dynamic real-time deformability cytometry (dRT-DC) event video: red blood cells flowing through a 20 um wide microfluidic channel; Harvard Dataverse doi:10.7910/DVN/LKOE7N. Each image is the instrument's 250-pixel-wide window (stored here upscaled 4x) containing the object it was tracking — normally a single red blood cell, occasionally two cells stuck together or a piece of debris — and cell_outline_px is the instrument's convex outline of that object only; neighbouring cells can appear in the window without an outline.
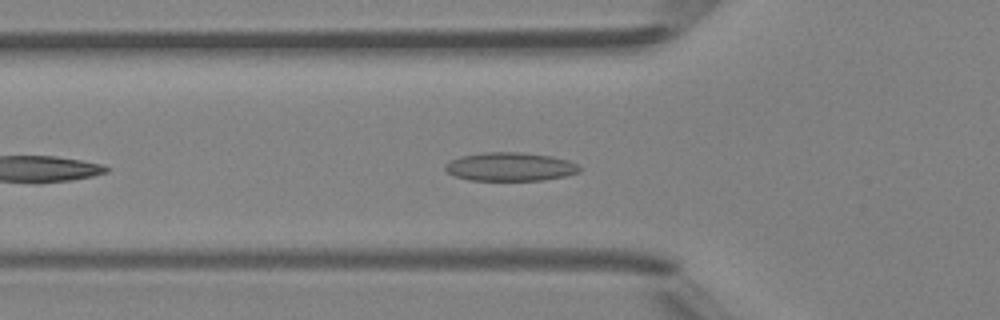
{"species": "Egyptian fruit bat (a non-hibernating species)", "species_latin": "Rousettus aegyptiacus", "temperature_condition": "room temperature", "stored_images_in_passage": 16, "camera_frame_rate_fps": 3000, "um_per_image_px": 0.085, "animal": {"sex": "female"}, "frame": {"image": 1, "passage_image": 6, "time_ms": 1.667, "image_size_px": [1000, 320], "cell_outline_px": [[580, 172], [564, 176], [540, 180], [468, 180], [456, 176], [448, 172], [444, 168], [444, 164], [460, 156], [484, 152], [524, 152], [552, 156], [568, 160], [580, 164]], "centroid_in_image_um": [43.38, 14.16], "position_along_channel_um": 82.4, "area_um2": 22.43}}
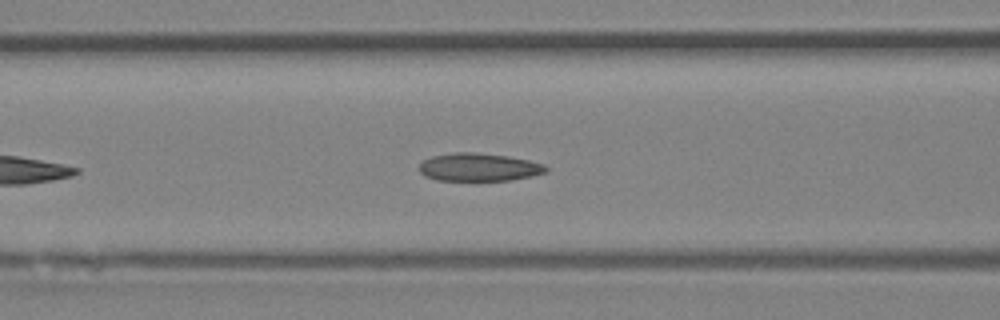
{"frame": {"image": 2, "passage_image": 9, "time_ms": 2.667, "image_size_px": [1000, 320], "cell_outline_px": [[548, 172], [532, 176], [508, 180], [436, 180], [424, 176], [420, 172], [420, 164], [424, 160], [432, 156], [452, 152], [472, 152], [508, 156], [528, 160], [544, 164], [548, 168]], "centroid_in_image_um": [40.71, 14.21], "position_along_channel_um": 125.9, "area_um2": 20.63}}
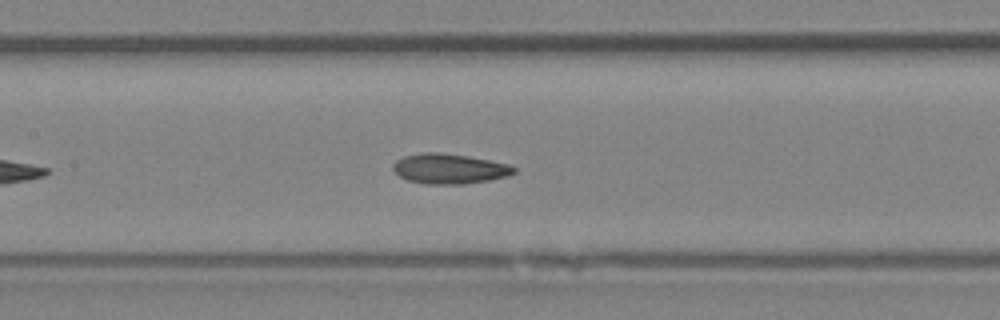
{"frame": {"image": 3, "passage_image": 12, "time_ms": 3.667, "image_size_px": [1000, 320], "cell_outline_px": [[516, 172], [508, 176], [488, 180], [464, 184], [424, 184], [408, 180], [400, 176], [392, 168], [392, 164], [396, 160], [404, 156], [424, 152], [440, 152], [468, 156], [508, 164], [516, 168]], "centroid_in_image_um": [38.18, 14.34], "position_along_channel_um": 169.2, "area_um2": 21.15}}